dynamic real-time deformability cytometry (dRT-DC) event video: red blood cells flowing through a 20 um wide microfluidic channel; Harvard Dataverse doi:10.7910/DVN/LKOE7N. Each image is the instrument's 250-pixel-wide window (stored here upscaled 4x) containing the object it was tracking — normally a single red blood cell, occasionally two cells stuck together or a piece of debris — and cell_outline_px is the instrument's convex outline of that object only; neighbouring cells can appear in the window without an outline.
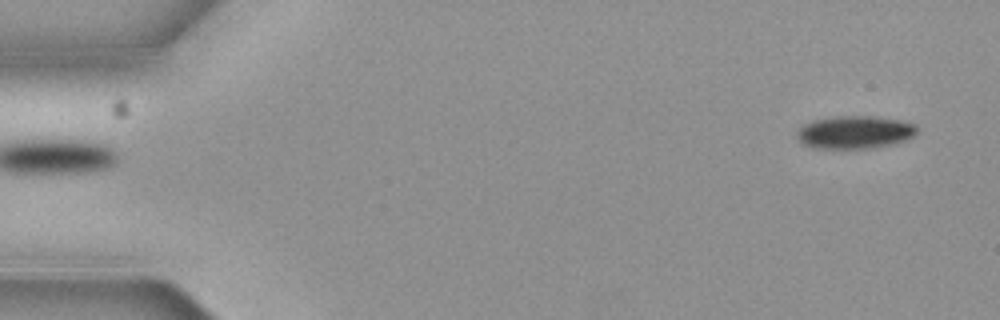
{"species": "common noctule bat (a hibernating species)", "species_latin": "Nyctalus noctula", "temperature_condition": "cold", "stored_images_in_passage": 4, "segment_of_instrument_passage": [2, 2], "camera_frame_rate_fps": 3000, "um_per_image_px": 0.085, "animal": {"sex": "female", "body_mass_g": 19.3, "forearm_length_mm": 54.1}, "frame": {"image": 1, "passage_image": 4, "time_ms": 1.0, "image_size_px": [1000, 320], "cell_outline_px": [[916, 132], [912, 136], [904, 140], [888, 144], [868, 148], [820, 148], [804, 144], [796, 136], [800, 128], [804, 124], [812, 120], [836, 116], [872, 116], [900, 120], [916, 124]], "centroid_in_image_um": [72.64, 11.22], "position_along_channel_um": 12.4, "area_um2": 22.54}}